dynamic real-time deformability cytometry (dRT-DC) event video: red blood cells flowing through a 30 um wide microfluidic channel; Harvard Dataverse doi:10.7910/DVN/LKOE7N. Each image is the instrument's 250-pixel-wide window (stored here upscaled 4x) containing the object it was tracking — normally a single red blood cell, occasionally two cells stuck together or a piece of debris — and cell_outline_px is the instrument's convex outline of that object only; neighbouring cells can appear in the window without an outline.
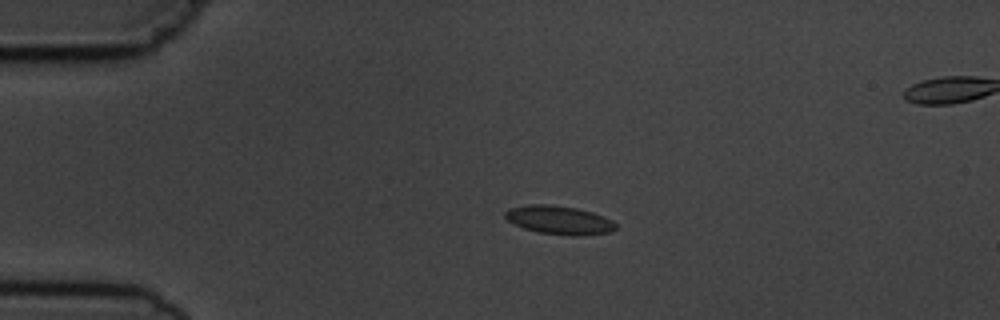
{"species": "common noctule bat (a hibernating species)", "species_latin": "Nyctalus noctula", "temperature_condition": "cold", "stored_images_in_passage": 6, "segment_of_instrument_passage": [1, 2], "camera_frame_rate_fps": 3000, "um_per_image_px": 0.085, "animal": {"sex": "male", "body_mass_g": 19.5, "forearm_length_mm": 54.6}, "frame": {"image": 1, "passage_image": 4, "time_ms": 3.667, "image_size_px": [1000, 320], "cell_outline_px": [[616, 228], [608, 232], [580, 236], [568, 236], [536, 232], [524, 228], [508, 220], [504, 216], [504, 212], [508, 208], [528, 204], [552, 204], [576, 208], [592, 212], [604, 216], [612, 220], [616, 224]], "centroid_in_image_um": [47.51, 18.7], "position_along_channel_um": 37.5, "area_um2": 18.55}}